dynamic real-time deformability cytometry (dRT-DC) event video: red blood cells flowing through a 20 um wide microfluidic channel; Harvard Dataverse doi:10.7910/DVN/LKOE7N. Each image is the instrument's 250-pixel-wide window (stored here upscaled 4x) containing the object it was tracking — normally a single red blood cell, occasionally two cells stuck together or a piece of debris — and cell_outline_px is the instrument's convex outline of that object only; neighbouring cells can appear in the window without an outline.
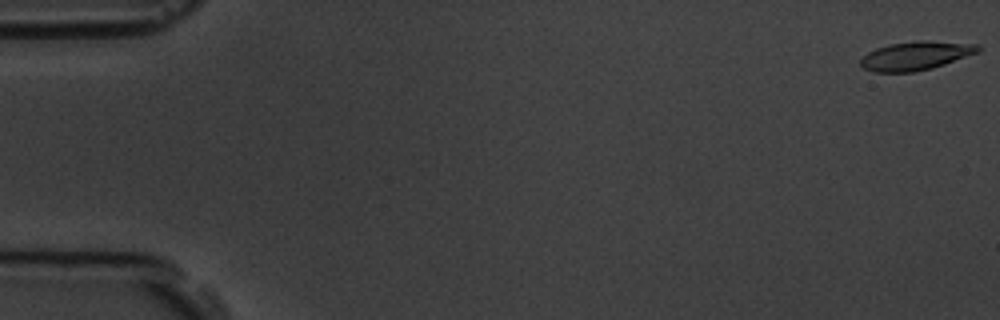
{"species": "common noctule bat (a hibernating species)", "species_latin": "Nyctalus noctula", "temperature_condition": "room temperature", "stored_images_in_passage": 9, "camera_frame_rate_fps": 3000, "um_per_image_px": 0.085, "animal": {"sex": "male", "body_mass_g": 19.5, "forearm_length_mm": 54.6}, "frame": {"image": 1, "passage_image": 1, "time_ms": 0.0, "image_size_px": [1000, 320], "cell_outline_px": [[980, 52], [932, 68], [912, 72], [872, 72], [864, 68], [860, 64], [860, 60], [868, 52], [876, 48], [888, 44], [916, 40], [928, 40], [980, 44]], "centroid_in_image_um": [77.86, 4.72], "position_along_channel_um": 7.1, "area_um2": 19.83}}
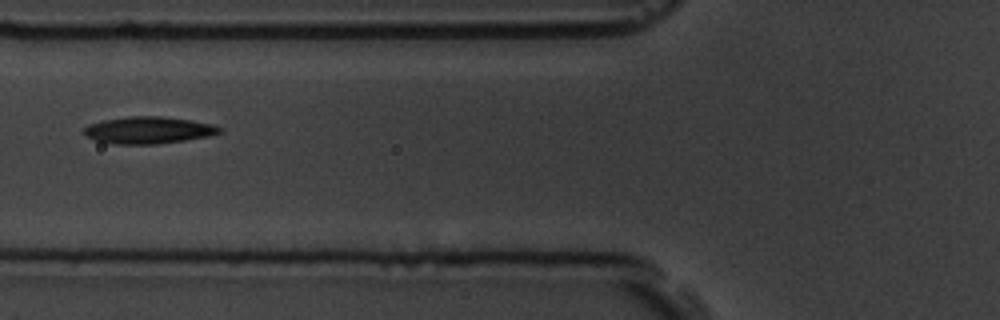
{"frame": {"image": 2, "passage_image": 7, "time_ms": 7.0, "image_size_px": [1000, 320], "cell_outline_px": [[224, 132], [208, 136], [184, 140], [156, 144], [112, 144], [96, 140], [84, 136], [84, 128], [88, 124], [104, 120], [128, 116], [160, 116], [192, 120], [212, 124], [224, 128]], "centroid_in_image_um": [12.63, 11.06], "position_along_channel_um": 113.2, "area_um2": 21.44}}
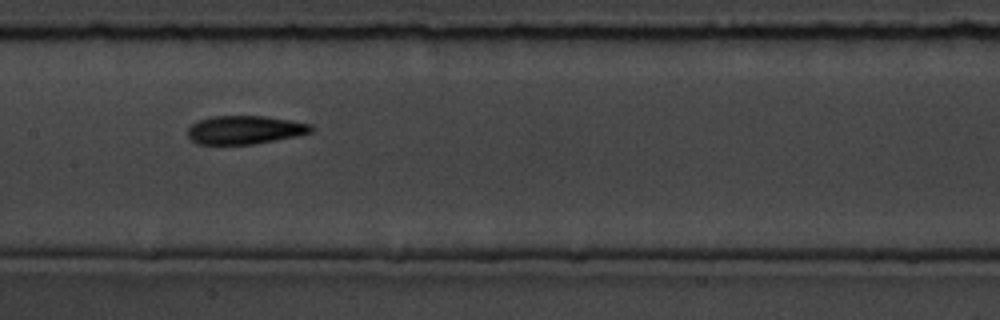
{"frame": {"image": 3, "passage_image": 9, "time_ms": 9.0, "image_size_px": [1000, 320], "cell_outline_px": [[316, 128], [312, 132], [300, 136], [252, 144], [196, 144], [188, 136], [188, 128], [196, 120], [212, 116], [264, 116], [312, 124]], "centroid_in_image_um": [20.84, 11.04], "position_along_channel_um": 186.6, "area_um2": 20.63}}